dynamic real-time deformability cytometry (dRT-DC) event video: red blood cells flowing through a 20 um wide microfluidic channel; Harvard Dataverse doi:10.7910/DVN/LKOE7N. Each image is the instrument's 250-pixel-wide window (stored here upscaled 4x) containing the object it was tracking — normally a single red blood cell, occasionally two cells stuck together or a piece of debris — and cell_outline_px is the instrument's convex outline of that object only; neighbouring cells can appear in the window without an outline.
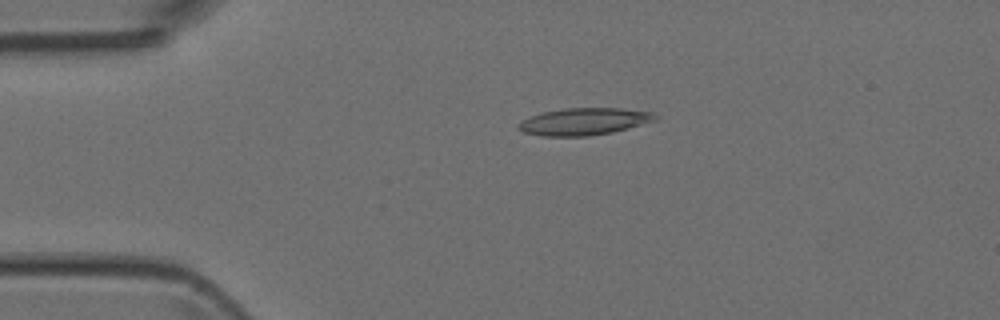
{"species": "Egyptian fruit bat (a non-hibernating species)", "species_latin": "Rousettus aegyptiacus", "temperature_condition": "room temperature", "stored_images_in_passage": 5, "camera_frame_rate_fps": 3000, "um_per_image_px": 0.085, "animal": {"sex": "female"}, "frame": {"image": 1, "passage_image": 4, "time_ms": 3.333, "image_size_px": [1000, 320], "cell_outline_px": [[656, 120], [628, 128], [612, 132], [588, 136], [544, 136], [524, 132], [520, 128], [520, 124], [524, 120], [532, 116], [544, 112], [564, 108], [620, 108], [652, 112], [656, 116]], "centroid_in_image_um": [49.69, 10.32], "position_along_channel_um": 35.3, "area_um2": 21.15}}